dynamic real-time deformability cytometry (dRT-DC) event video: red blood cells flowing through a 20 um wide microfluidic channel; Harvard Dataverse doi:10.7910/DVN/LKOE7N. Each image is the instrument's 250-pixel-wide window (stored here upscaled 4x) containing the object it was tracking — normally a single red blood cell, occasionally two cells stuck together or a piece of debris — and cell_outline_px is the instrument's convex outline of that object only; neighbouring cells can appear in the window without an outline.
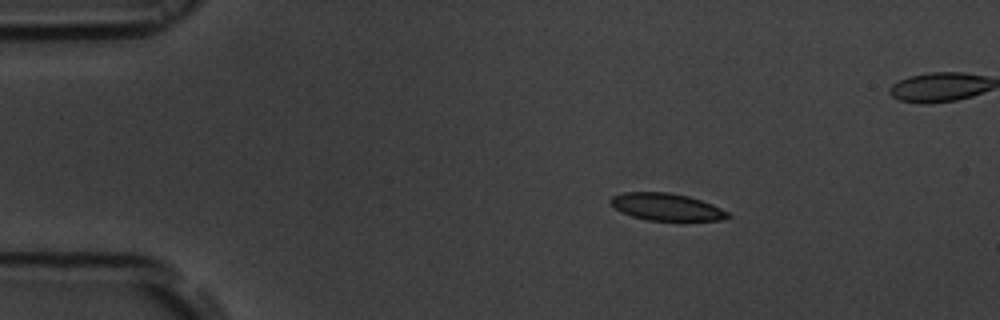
{"species": "common noctule bat (a hibernating species)", "species_latin": "Nyctalus noctula", "temperature_condition": "room temperature", "stored_images_in_passage": 46, "segment_of_instrument_passage": [1, 2], "camera_frame_rate_fps": 3000, "um_per_image_px": 0.085, "animal": {"sex": "male", "body_mass_g": 19.5, "forearm_length_mm": 54.6}, "frame": {"image": 1, "passage_image": 1, "time_ms": 0.0, "image_size_px": [1000, 320], "cell_outline_px": [[732, 216], [724, 220], [648, 220], [632, 216], [620, 212], [608, 200], [612, 196], [624, 192], [668, 192], [688, 196], [712, 204], [728, 212]], "centroid_in_image_um": [56.64, 17.58], "position_along_channel_um": 28.4, "area_um2": 18.5}}
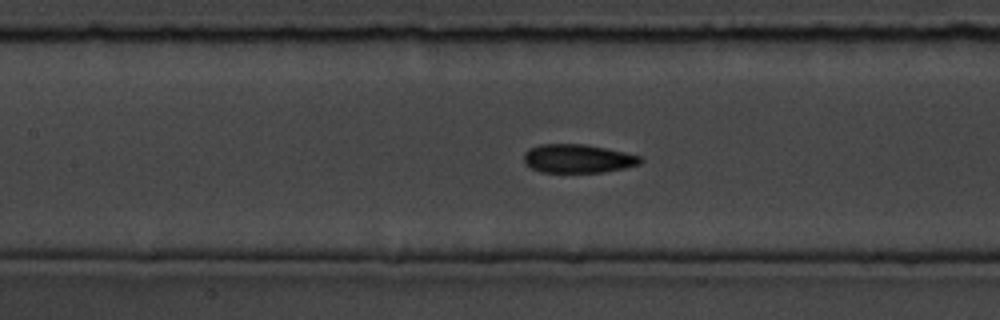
{"frame": {"image": 2, "passage_image": 16, "time_ms": 5.0, "image_size_px": [1000, 320], "cell_outline_px": [[644, 160], [640, 164], [624, 168], [604, 172], [540, 172], [532, 168], [524, 160], [524, 152], [528, 148], [540, 144], [584, 144], [624, 152], [640, 156]], "centroid_in_image_um": [49.11, 13.48], "position_along_channel_um": 158.3, "area_um2": 19.36}}
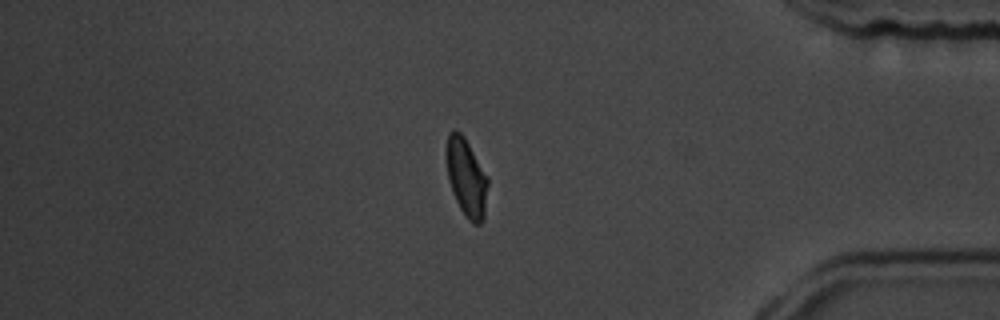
{"frame": {"image": 3, "passage_image": 37, "time_ms": 12.0, "image_size_px": [1000, 320], "cell_outline_px": [[488, 184], [484, 220], [480, 224], [472, 224], [468, 220], [460, 208], [452, 192], [448, 180], [444, 156], [444, 152], [448, 132], [452, 128], [456, 128], [464, 136], [488, 176]], "centroid_in_image_um": [39.61, 15.04], "position_along_channel_um": 395.6, "area_um2": 19.54}}